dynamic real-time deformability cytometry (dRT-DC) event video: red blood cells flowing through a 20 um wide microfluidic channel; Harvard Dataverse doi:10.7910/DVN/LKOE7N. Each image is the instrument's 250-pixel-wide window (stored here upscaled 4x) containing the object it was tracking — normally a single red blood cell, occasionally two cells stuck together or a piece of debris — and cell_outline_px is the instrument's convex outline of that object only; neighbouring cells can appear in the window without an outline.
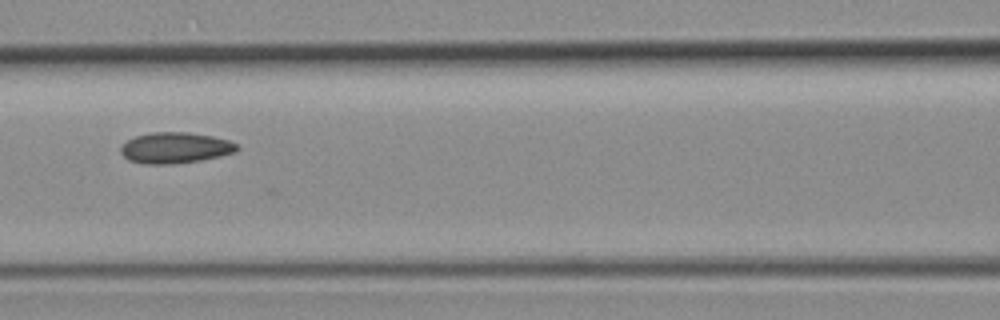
{"species": "common noctule bat (a hibernating species)", "species_latin": "Nyctalus noctula", "temperature_condition": "room temperature", "stored_images_in_passage": 6, "camera_frame_rate_fps": 3000, "um_per_image_px": 0.085, "animal": {"sex": "female", "body_mass_g": 19.3, "forearm_length_mm": 54.1}, "frame": {"image": 1, "passage_image": 6, "time_ms": 6.0, "image_size_px": [1000, 320], "cell_outline_px": [[240, 148], [236, 152], [220, 156], [200, 160], [168, 164], [144, 164], [128, 160], [120, 152], [120, 148], [128, 140], [136, 136], [152, 132], [188, 132], [212, 136], [228, 140], [236, 144]], "centroid_in_image_um": [14.9, 12.56], "position_along_channel_um": 151.7, "area_um2": 20.87}}